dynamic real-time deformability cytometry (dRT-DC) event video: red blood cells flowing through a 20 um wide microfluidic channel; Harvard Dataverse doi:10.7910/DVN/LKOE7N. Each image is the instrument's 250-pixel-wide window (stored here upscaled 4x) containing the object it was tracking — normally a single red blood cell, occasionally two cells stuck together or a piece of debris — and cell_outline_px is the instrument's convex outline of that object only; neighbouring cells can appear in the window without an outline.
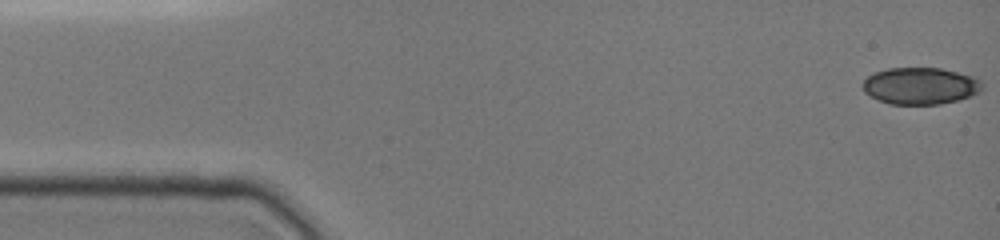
{"species": "common noctule bat (a hibernating species)", "species_latin": "Nyctalus noctula", "temperature_condition": "cold", "stored_images_in_passage": 46, "camera_frame_rate_fps": 3000, "um_per_image_px": 0.085, "animal": {"sex": "female", "body_mass_g": 19.0, "forearm_length_mm": 51.5}, "frame": {"image": 1, "passage_image": 1, "time_ms": 0.0, "image_size_px": [1000, 240], "cell_outline_px": [[984, 88], [980, 92], [972, 96], [940, 104], [888, 104], [864, 92], [864, 80], [868, 76], [876, 72], [888, 68], [940, 68], [976, 76], [984, 84]], "centroid_in_image_um": [78.3, 7.29], "position_along_channel_um": 6.7, "area_um2": 25.72}}
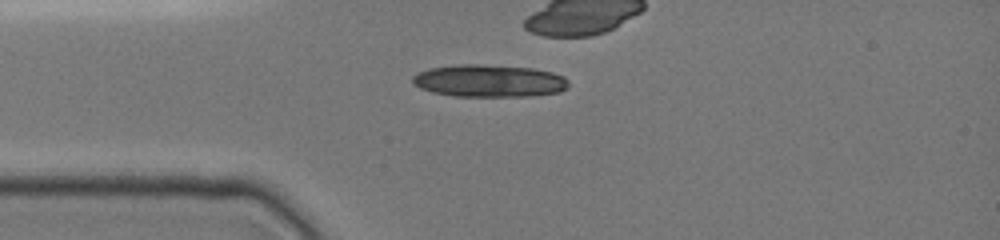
{"frame": {"image": 2, "passage_image": 14, "time_ms": 3.667, "image_size_px": [1000, 240], "cell_outline_px": [[568, 88], [560, 92], [528, 96], [456, 96], [432, 92], [420, 88], [412, 84], [412, 76], [428, 68], [460, 64], [476, 64], [532, 68], [552, 72], [564, 76], [568, 80]], "centroid_in_image_um": [41.58, 6.87], "position_along_channel_um": 43.4, "area_um2": 29.48}}